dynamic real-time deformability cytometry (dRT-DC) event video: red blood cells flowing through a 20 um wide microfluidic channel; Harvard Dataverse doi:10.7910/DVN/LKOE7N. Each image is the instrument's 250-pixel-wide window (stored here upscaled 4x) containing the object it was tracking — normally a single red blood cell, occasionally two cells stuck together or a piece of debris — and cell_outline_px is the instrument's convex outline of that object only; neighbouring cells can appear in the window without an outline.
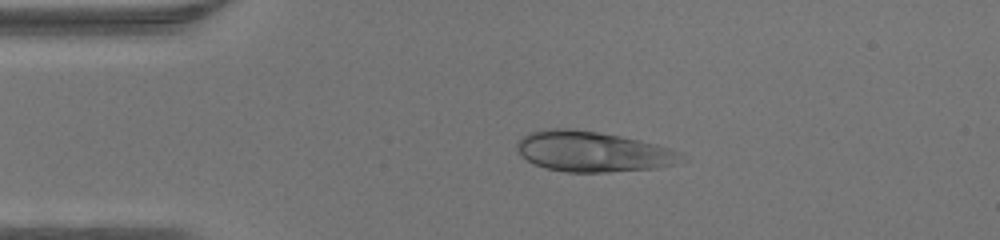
{"species": "human", "species_latin": "Homo sapiens", "temperature_condition": "warm", "stored_images_in_passage": 38, "camera_frame_rate_fps": 3000, "um_per_image_px": 0.085, "donor": {"sex": "male"}, "frame": {"image": 1, "passage_image": 2, "time_ms": 0.333, "image_size_px": [1000, 240], "cell_outline_px": [[684, 152], [672, 164], [656, 168], [604, 172], [564, 172], [544, 168], [528, 160], [516, 148], [516, 144], [528, 132], [544, 128], [572, 128], [620, 136], [640, 140], [656, 144]], "centroid_in_image_um": [50.33, 12.87], "position_along_channel_um": 34.7, "area_um2": 38.38}}
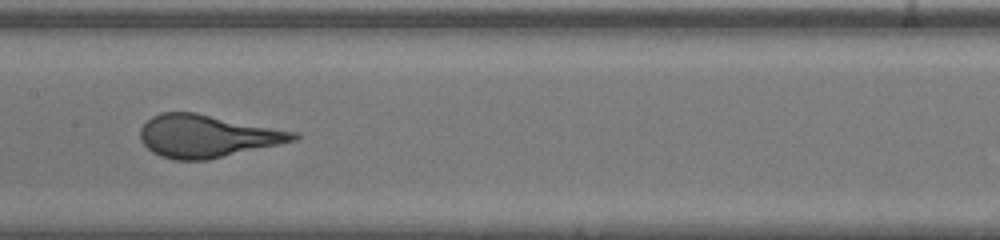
{"frame": {"image": 2, "passage_image": 15, "time_ms": 4.667, "image_size_px": [1000, 240], "cell_outline_px": [[300, 136], [296, 140], [280, 144], [208, 160], [176, 160], [160, 156], [152, 152], [140, 140], [140, 128], [152, 116], [160, 112], [196, 112], [296, 132]], "centroid_in_image_um": [17.58, 11.57], "position_along_channel_um": 189.8, "area_um2": 37.97}}
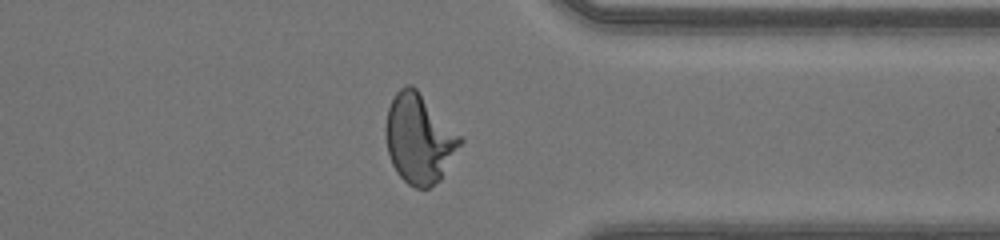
{"frame": {"image": 3, "passage_image": 28, "time_ms": 9.0, "image_size_px": [1000, 240], "cell_outline_px": [[464, 140], [440, 180], [428, 188], [416, 188], [408, 184], [396, 172], [392, 164], [388, 152], [384, 128], [388, 108], [396, 92], [400, 88], [408, 84], [412, 84], [416, 88]], "centroid_in_image_um": [35.61, 11.8], "position_along_channel_um": 375.8, "area_um2": 38.44}}